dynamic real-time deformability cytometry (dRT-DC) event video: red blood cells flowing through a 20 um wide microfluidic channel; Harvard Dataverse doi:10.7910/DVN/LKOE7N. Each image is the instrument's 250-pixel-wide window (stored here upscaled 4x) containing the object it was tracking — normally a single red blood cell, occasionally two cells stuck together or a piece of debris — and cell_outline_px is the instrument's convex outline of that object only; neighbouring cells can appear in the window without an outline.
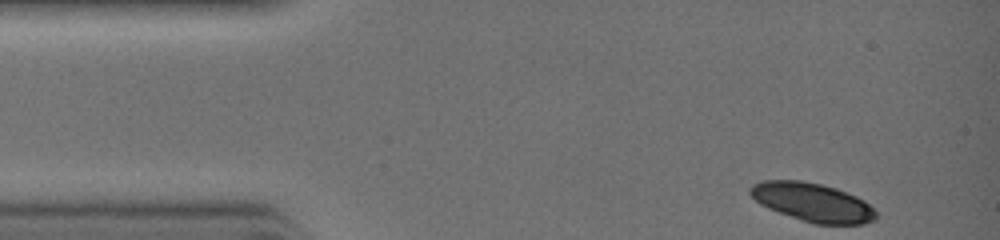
{"species": "common noctule bat (a hibernating species)", "species_latin": "Nyctalus noctula", "temperature_condition": "warm", "stored_images_in_passage": 28, "segment_of_instrument_passage": [1, 2], "camera_frame_rate_fps": 3000, "um_per_image_px": 0.085, "animal": {"sex": "female", "body_mass_g": 19.0, "forearm_length_mm": 51.5}, "frame": {"image": 1, "passage_image": 1, "time_ms": 0.0, "image_size_px": [1000, 240], "cell_outline_px": [[876, 220], [864, 224], [812, 224], [768, 208], [760, 204], [748, 192], [748, 188], [752, 184], [760, 180], [800, 180], [820, 184], [836, 188], [856, 196], [864, 200], [876, 212]], "centroid_in_image_um": [69.05, 17.19], "position_along_channel_um": 16.0, "area_um2": 28.38}}